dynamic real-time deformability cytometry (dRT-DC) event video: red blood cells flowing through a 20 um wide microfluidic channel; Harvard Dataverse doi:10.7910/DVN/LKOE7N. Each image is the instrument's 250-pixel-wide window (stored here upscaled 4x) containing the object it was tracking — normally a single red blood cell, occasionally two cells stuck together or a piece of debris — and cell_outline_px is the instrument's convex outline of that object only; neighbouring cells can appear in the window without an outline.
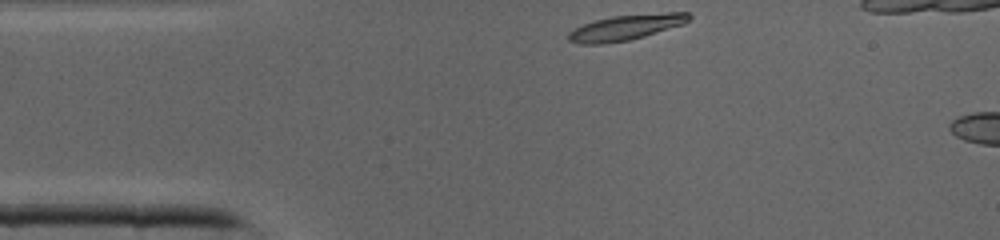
{"species": "common noctule bat (a hibernating species)", "species_latin": "Nyctalus noctula", "temperature_condition": "cold", "stored_images_in_passage": 3, "camera_frame_rate_fps": 3000, "um_per_image_px": 0.085, "animal": {"sex": "male", "body_mass_g": 19.0, "forearm_length_mm": 50.8}, "frame": {"image": 1, "passage_image": 1, "time_ms": 0.0, "image_size_px": [1000, 240], "cell_outline_px": [[692, 16], [684, 24], [644, 36], [628, 40], [600, 44], [580, 44], [568, 40], [568, 32], [584, 24], [596, 20], [612, 16], [668, 12], [688, 12]], "centroid_in_image_um": [53.22, 2.32], "position_along_channel_um": 31.8, "area_um2": 17.69}}